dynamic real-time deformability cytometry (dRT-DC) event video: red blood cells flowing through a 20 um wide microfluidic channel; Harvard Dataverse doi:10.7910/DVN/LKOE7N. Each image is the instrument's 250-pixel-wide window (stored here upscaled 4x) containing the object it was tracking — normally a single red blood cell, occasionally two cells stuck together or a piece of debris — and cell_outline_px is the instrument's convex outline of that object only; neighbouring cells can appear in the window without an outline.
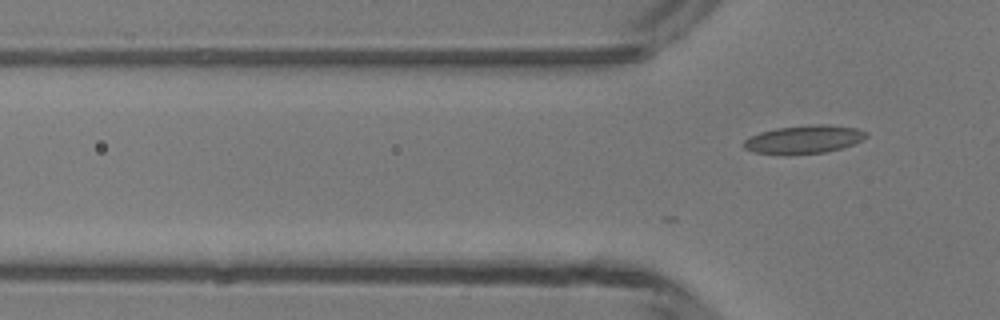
{"species": "common noctule bat (a hibernating species)", "species_latin": "Nyctalus noctula", "temperature_condition": "room temperature", "stored_images_in_passage": 3, "camera_frame_rate_fps": 3000, "um_per_image_px": 0.085, "animal": {"sex": "male", "body_mass_g": 13.3}, "frame": {"image": 1, "passage_image": 3, "time_ms": 0.667, "image_size_px": [1000, 320], "cell_outline_px": [[868, 136], [852, 144], [840, 148], [824, 152], [784, 156], [756, 152], [744, 148], [744, 140], [748, 136], [760, 132], [776, 128], [812, 124], [828, 124], [856, 128], [868, 132]], "centroid_in_image_um": [68.3, 11.85], "position_along_channel_um": 57.5, "area_um2": 20.35}}